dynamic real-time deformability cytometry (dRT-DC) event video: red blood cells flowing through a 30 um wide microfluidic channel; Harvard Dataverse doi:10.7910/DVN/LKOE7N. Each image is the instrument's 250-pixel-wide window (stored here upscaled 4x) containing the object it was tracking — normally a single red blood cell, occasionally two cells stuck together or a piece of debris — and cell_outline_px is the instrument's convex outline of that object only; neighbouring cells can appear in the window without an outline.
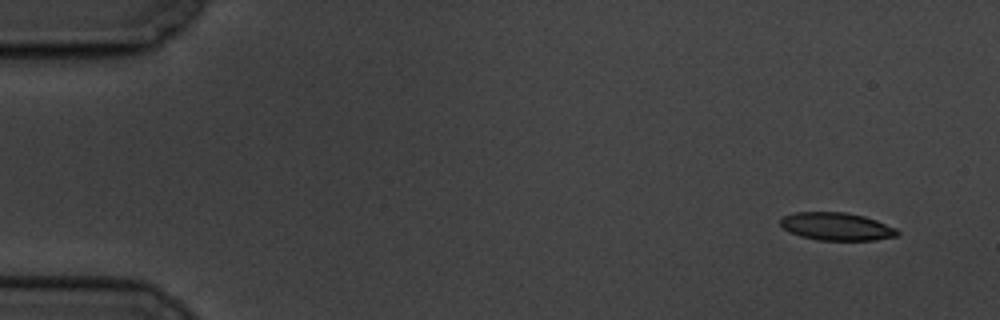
{"species": "common noctule bat (a hibernating species)", "species_latin": "Nyctalus noctula", "temperature_condition": "cold", "stored_images_in_passage": 4, "camera_frame_rate_fps": 3000, "um_per_image_px": 0.085, "animal": {"sex": "male", "body_mass_g": 19.5, "forearm_length_mm": 54.6}, "frame": {"image": 1, "passage_image": 1, "time_ms": 0.0, "image_size_px": [1000, 320], "cell_outline_px": [[900, 232], [896, 236], [876, 240], [816, 240], [800, 236], [788, 232], [780, 224], [780, 220], [784, 216], [796, 212], [844, 212], [864, 216], [876, 220], [896, 228]], "centroid_in_image_um": [71.1, 19.25], "position_along_channel_um": 13.9, "area_um2": 18.96}}
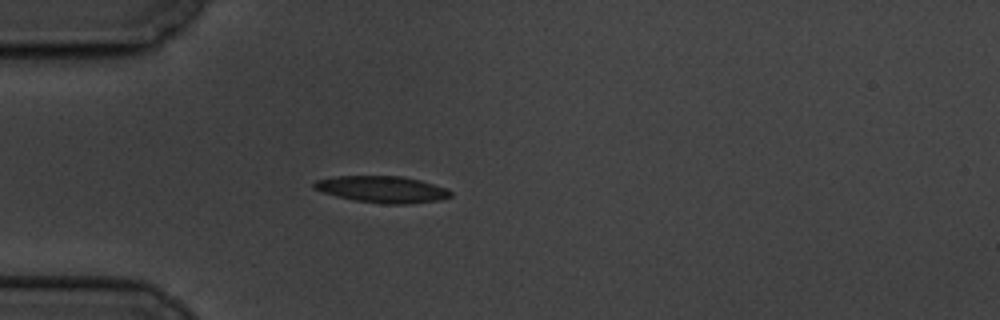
{"frame": {"image": 2, "passage_image": 4, "time_ms": 4.333, "image_size_px": [1000, 320], "cell_outline_px": [[452, 196], [440, 200], [408, 204], [384, 204], [352, 200], [336, 196], [312, 188], [312, 184], [316, 180], [336, 176], [404, 176], [420, 180], [448, 188], [452, 192]], "centroid_in_image_um": [32.51, 16.09], "position_along_channel_um": 52.5, "area_um2": 21.39}}